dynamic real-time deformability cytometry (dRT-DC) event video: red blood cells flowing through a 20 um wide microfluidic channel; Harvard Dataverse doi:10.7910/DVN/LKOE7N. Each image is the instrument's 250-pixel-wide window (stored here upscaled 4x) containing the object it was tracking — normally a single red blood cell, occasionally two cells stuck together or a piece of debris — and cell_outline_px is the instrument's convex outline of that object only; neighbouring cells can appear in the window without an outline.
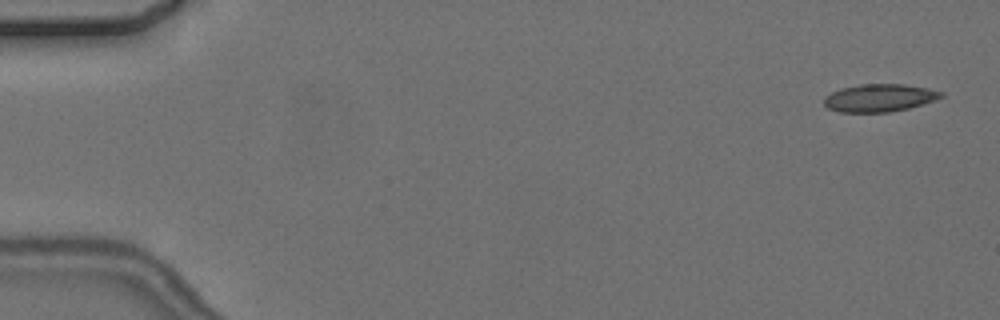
{"species": "common noctule bat (a hibernating species)", "species_latin": "Nyctalus noctula", "temperature_condition": "cold", "stored_images_in_passage": 2, "camera_frame_rate_fps": 3000, "um_per_image_px": 0.085, "animal": {"sex": "female", "body_mass_g": 24.6, "forearm_length_mm": 56.2}, "frame": {"image": 1, "passage_image": 1, "time_ms": 0.0, "image_size_px": [1000, 320], "cell_outline_px": [[944, 96], [924, 104], [908, 108], [888, 112], [840, 112], [828, 108], [824, 104], [824, 96], [840, 88], [860, 84], [904, 84], [928, 88], [944, 92]], "centroid_in_image_um": [74.75, 8.31], "position_along_channel_um": 10.2, "area_um2": 18.96}}